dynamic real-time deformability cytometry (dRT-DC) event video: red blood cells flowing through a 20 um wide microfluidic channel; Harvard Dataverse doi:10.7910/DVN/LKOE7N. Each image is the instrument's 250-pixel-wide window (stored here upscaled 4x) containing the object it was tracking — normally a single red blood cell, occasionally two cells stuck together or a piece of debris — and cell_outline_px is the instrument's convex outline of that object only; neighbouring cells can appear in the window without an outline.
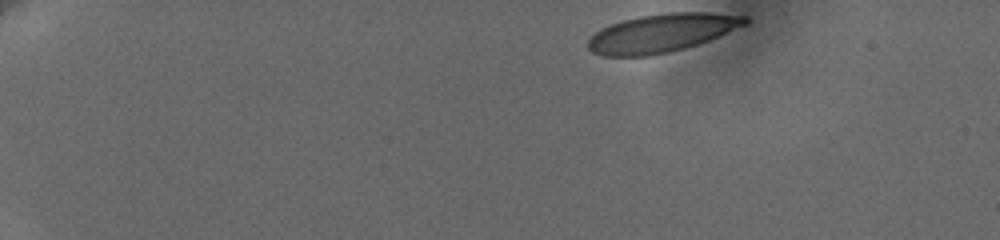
{"species": "human", "species_latin": "Homo sapiens", "temperature_condition": "cold", "stored_images_in_passage": 50, "camera_frame_rate_fps": 3000, "um_per_image_px": 0.085, "donor": {"sex": "female"}, "frame": {"image": 1, "passage_image": 1, "time_ms": 0.0, "image_size_px": [1000, 240], "cell_outline_px": [[748, 24], [708, 40], [684, 48], [668, 52], [648, 56], [604, 56], [592, 52], [588, 48], [588, 40], [600, 28], [608, 24], [620, 20], [640, 16], [668, 12], [712, 12], [748, 16]], "centroid_in_image_um": [56.24, 2.79], "position_along_channel_um": 28.8, "area_um2": 35.14}}
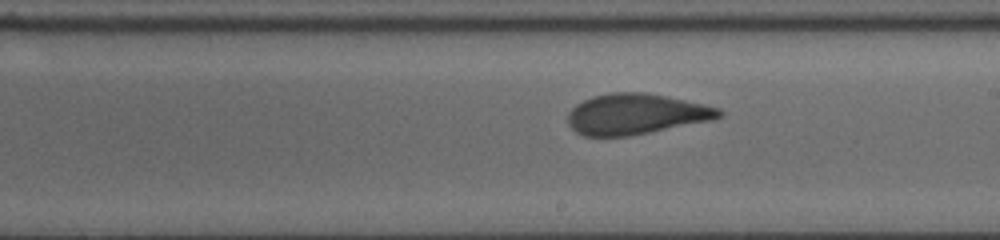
{"frame": {"image": 2, "passage_image": 28, "time_ms": 9.0, "image_size_px": [1000, 240], "cell_outline_px": [[724, 116], [712, 120], [628, 136], [584, 136], [576, 132], [568, 124], [568, 112], [576, 104], [592, 96], [612, 92], [644, 92], [704, 104], [720, 108], [724, 112]], "centroid_in_image_um": [54.05, 9.69], "position_along_channel_um": 234.9, "area_um2": 35.72}}
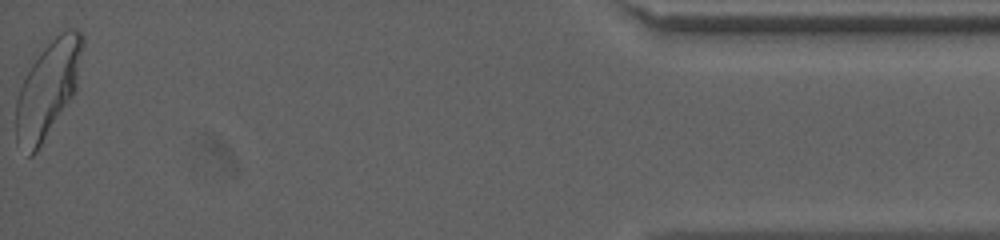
{"frame": {"image": 3, "passage_image": 50, "time_ms": 16.333, "image_size_px": [1000, 240], "cell_outline_px": [[84, 44], [76, 92], [36, 152], [32, 156], [28, 156], [16, 140], [16, 100], [20, 88], [32, 64], [40, 52], [60, 32], [68, 28], [76, 28], [84, 36]], "centroid_in_image_um": [4.1, 7.55], "position_along_channel_um": 431.1, "area_um2": 37.05}, "authors_computed_cell_mechanics": {"area_um2": 36.0961, "velocity_mm_per_s": 3.6198, "shape_relaxation_time_tau1_ms": 5.6743, "shape_relaxation_time_tau2_ms": 0.862, "deformation_change_tau1": 0.1759, "deformation_change_tau2": 0.0715}}